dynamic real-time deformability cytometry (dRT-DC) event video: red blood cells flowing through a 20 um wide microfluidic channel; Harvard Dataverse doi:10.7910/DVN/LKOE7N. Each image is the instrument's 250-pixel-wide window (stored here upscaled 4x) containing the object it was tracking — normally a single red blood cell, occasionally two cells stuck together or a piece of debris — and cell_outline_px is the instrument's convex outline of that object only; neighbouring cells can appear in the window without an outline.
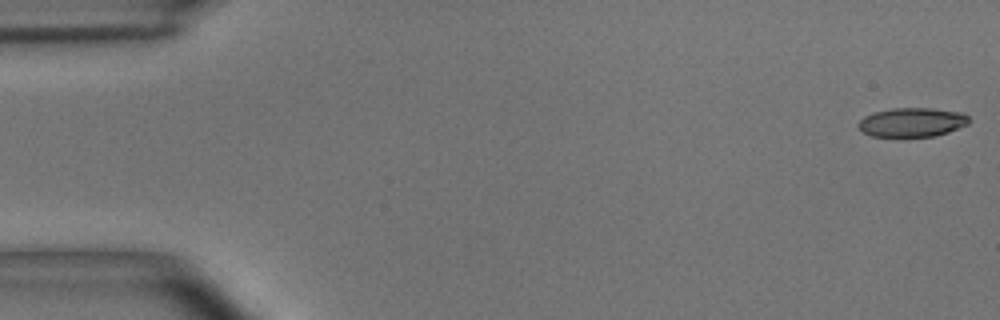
{"species": "common noctule bat (a hibernating species)", "species_latin": "Nyctalus noctula", "temperature_condition": "room temperature", "stored_images_in_passage": 54, "camera_frame_rate_fps": 3000, "um_per_image_px": 0.085, "animal": {"sex": "male", "body_mass_g": 15.6}, "frame": {"image": 1, "passage_image": 1, "time_ms": 0.0, "image_size_px": [1000, 320], "cell_outline_px": [[968, 124], [948, 132], [936, 136], [872, 136], [864, 132], [856, 124], [864, 116], [872, 112], [892, 108], [932, 108], [964, 112], [968, 116]], "centroid_in_image_um": [77.53, 10.38], "position_along_channel_um": 7.5, "area_um2": 18.79}}
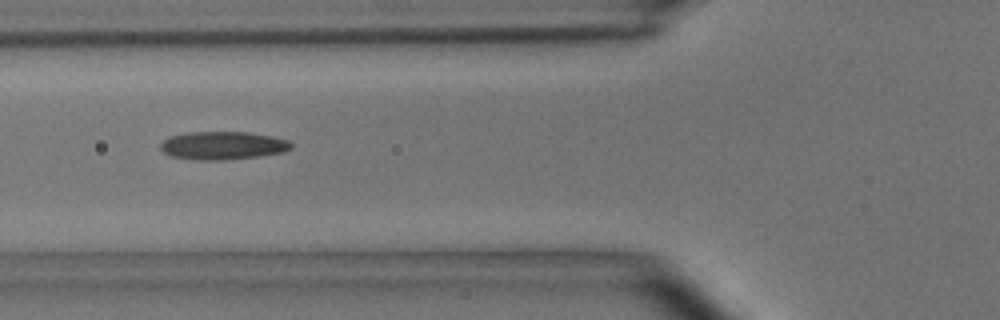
{"frame": {"image": 2, "passage_image": 20, "time_ms": 6.333, "image_size_px": [1000, 320], "cell_outline_px": [[292, 148], [284, 152], [260, 156], [224, 160], [196, 160], [172, 156], [164, 152], [160, 148], [160, 144], [168, 136], [188, 132], [248, 132], [272, 136], [288, 140], [292, 144]], "centroid_in_image_um": [18.94, 12.37], "position_along_channel_um": 106.9, "area_um2": 21.5}}
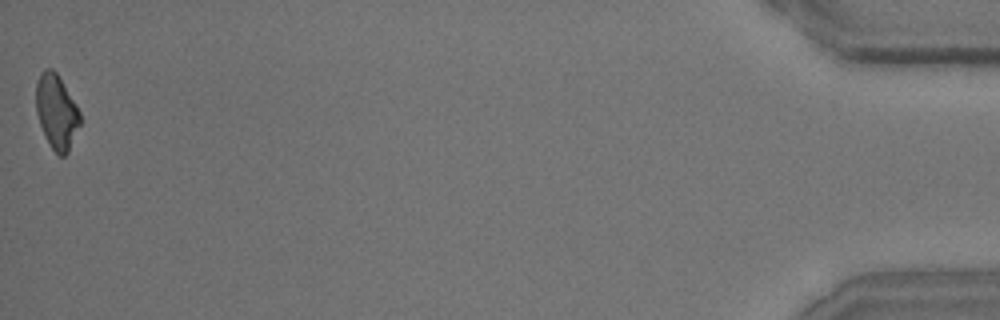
{"frame": {"image": 3, "passage_image": 54, "time_ms": 17.667, "image_size_px": [1000, 320], "cell_outline_px": [[80, 124], [68, 152], [64, 156], [60, 156], [52, 148], [40, 124], [36, 112], [36, 84], [44, 68], [52, 68], [56, 72], [76, 104], [80, 112]], "centroid_in_image_um": [4.81, 9.48], "position_along_channel_um": 430.4, "area_um2": 18.73}, "authors_computed_cell_mechanics": {"area_um2": 20.1433, "velocity_mm_per_s": 3.6764, "shape_relaxation_time_tau1_ms": 6.2915, "shape_relaxation_time_tau2_ms": 2.6875, "deformation_change_tau1": 0.1702, "deformation_change_tau2": 0.1211}}